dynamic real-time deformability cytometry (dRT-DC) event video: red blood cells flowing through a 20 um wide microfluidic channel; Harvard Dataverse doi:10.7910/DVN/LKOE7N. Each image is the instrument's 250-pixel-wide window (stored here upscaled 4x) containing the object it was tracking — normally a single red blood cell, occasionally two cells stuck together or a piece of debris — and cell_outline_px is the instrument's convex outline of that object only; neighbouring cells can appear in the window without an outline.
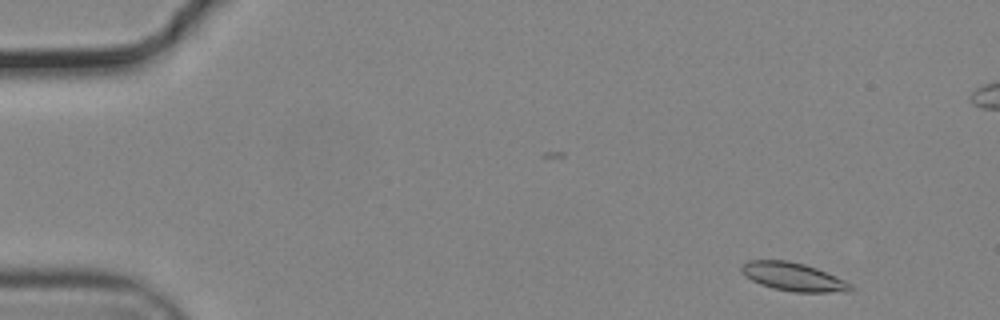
{"species": "common noctule bat (a hibernating species)", "species_latin": "Nyctalus noctula", "temperature_condition": "cold", "stored_images_in_passage": 54, "camera_frame_rate_fps": 3000, "um_per_image_px": 0.085, "animal": {"sex": "male", "body_mass_g": 19.2, "forearm_length_mm": 51.8}, "frame": {"image": 1, "passage_image": 3, "time_ms": 0.667, "image_size_px": [1000, 320], "cell_outline_px": [[856, 288], [852, 292], [792, 292], [772, 288], [760, 284], [744, 276], [740, 272], [740, 268], [748, 260], [788, 260], [804, 264], [816, 268], [836, 276], [852, 284]], "centroid_in_image_um": [67.45, 23.54], "position_along_channel_um": 17.5, "area_um2": 18.26}}
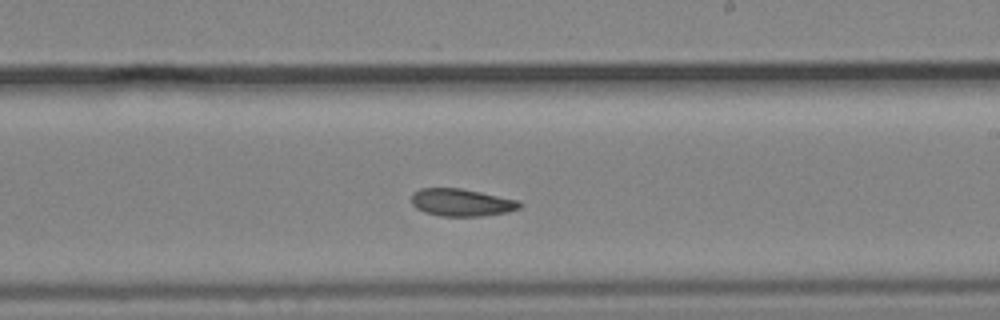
{"frame": {"image": 2, "passage_image": 31, "time_ms": 10.0, "image_size_px": [1000, 320], "cell_outline_px": [[524, 204], [520, 208], [508, 212], [480, 216], [440, 216], [424, 212], [416, 208], [412, 204], [412, 192], [420, 188], [460, 188], [520, 200]], "centroid_in_image_um": [39.24, 17.21], "position_along_channel_um": 249.8, "area_um2": 17.46}}
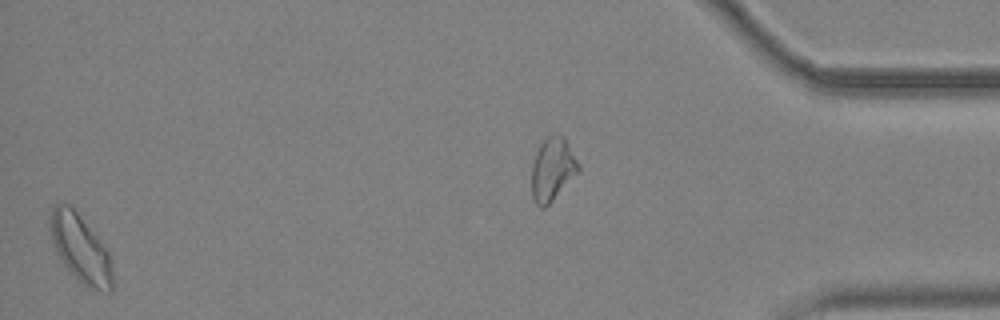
{"frame": {"image": 3, "passage_image": 53, "time_ms": 17.333, "image_size_px": [1000, 320], "cell_outline_px": [[112, 292], [108, 292], [88, 288], [64, 264], [56, 252], [48, 228], [48, 224], [52, 208], [56, 204], [72, 204], [108, 248], [112, 268]], "centroid_in_image_um": [6.85, 21.07], "position_along_channel_um": 428.4, "area_um2": 24.97}, "authors_computed_cell_mechanics": {"area_um2": 18.0047, "velocity_mm_per_s": 3.682, "shape_relaxation_time_tau1_ms": 8.9954, "shape_relaxation_time_tau2_ms": 4.4817, "deformation_change_tau1": 0.1514, "deformation_change_tau2": 0.1031}}